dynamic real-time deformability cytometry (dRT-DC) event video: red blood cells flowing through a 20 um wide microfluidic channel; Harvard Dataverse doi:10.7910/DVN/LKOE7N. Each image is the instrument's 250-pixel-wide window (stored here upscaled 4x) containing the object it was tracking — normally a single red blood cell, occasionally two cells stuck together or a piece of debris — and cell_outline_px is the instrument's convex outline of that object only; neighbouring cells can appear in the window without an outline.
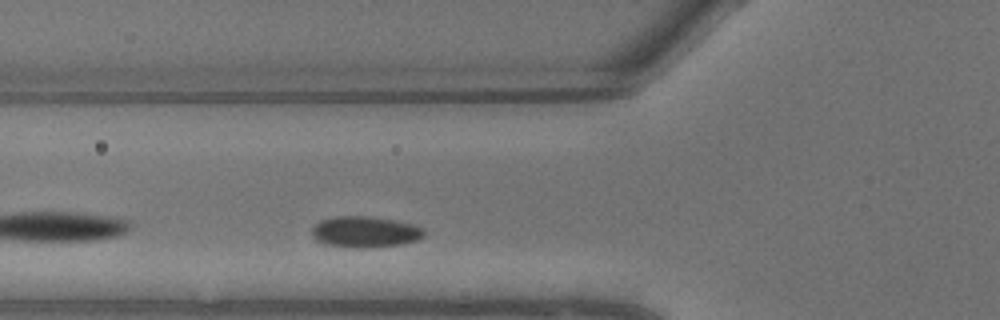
{"species": "common noctule bat (a hibernating species)", "species_latin": "Nyctalus noctula", "temperature_condition": "warm", "stored_images_in_passage": 3, "camera_frame_rate_fps": 3000, "um_per_image_px": 0.085, "animal": {"sex": "male", "body_mass_g": 13.3}, "frame": {"image": 1, "passage_image": 3, "time_ms": 0.667, "image_size_px": [1000, 320], "cell_outline_px": [[424, 236], [416, 240], [404, 244], [372, 248], [356, 248], [328, 244], [316, 240], [312, 236], [312, 228], [320, 220], [336, 216], [368, 216], [392, 220], [412, 224], [424, 228]], "centroid_in_image_um": [31.04, 19.72], "position_along_channel_um": 94.8, "area_um2": 20.35}}